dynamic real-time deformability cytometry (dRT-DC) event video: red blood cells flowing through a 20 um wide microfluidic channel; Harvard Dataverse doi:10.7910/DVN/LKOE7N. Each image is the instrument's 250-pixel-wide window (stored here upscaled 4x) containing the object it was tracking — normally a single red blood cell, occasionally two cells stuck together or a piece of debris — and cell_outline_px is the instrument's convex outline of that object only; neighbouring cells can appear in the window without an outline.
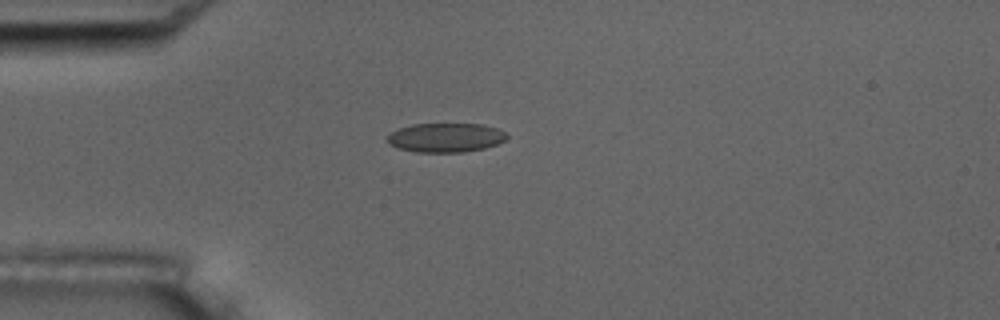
{"species": "common noctule bat (a hibernating species)", "species_latin": "Nyctalus noctula", "temperature_condition": "room temperature", "stored_images_in_passage": 5, "camera_frame_rate_fps": 3000, "um_per_image_px": 0.085, "animal": {"sex": "male", "body_mass_g": 17.5, "forearm_length_mm": 52.3}, "frame": {"image": 1, "passage_image": 5, "time_ms": 4.667, "image_size_px": [1000, 320], "cell_outline_px": [[508, 136], [504, 140], [496, 144], [484, 148], [464, 152], [416, 152], [396, 148], [388, 144], [388, 136], [392, 132], [400, 128], [412, 124], [480, 124], [496, 128], [508, 132]], "centroid_in_image_um": [37.88, 11.7], "position_along_channel_um": 47.1, "area_um2": 20.29}}